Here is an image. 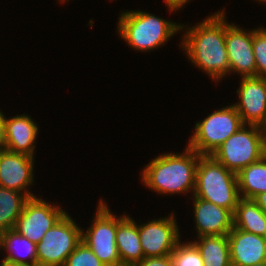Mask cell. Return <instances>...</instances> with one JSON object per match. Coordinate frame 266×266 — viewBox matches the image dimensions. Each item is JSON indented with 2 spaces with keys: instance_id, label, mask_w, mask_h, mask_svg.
<instances>
[{
  "instance_id": "obj_22",
  "label": "cell",
  "mask_w": 266,
  "mask_h": 266,
  "mask_svg": "<svg viewBox=\"0 0 266 266\" xmlns=\"http://www.w3.org/2000/svg\"><path fill=\"white\" fill-rule=\"evenodd\" d=\"M28 199L24 193L0 187V234L15 228Z\"/></svg>"
},
{
  "instance_id": "obj_5",
  "label": "cell",
  "mask_w": 266,
  "mask_h": 266,
  "mask_svg": "<svg viewBox=\"0 0 266 266\" xmlns=\"http://www.w3.org/2000/svg\"><path fill=\"white\" fill-rule=\"evenodd\" d=\"M243 125L225 140L211 155L228 170L238 174L251 163L266 155L263 127Z\"/></svg>"
},
{
  "instance_id": "obj_18",
  "label": "cell",
  "mask_w": 266,
  "mask_h": 266,
  "mask_svg": "<svg viewBox=\"0 0 266 266\" xmlns=\"http://www.w3.org/2000/svg\"><path fill=\"white\" fill-rule=\"evenodd\" d=\"M18 247L22 249L23 253L25 252L23 255L16 254V250H19ZM1 248L9 252L3 259L5 262L19 266H37V245L19 234L15 229L0 234Z\"/></svg>"
},
{
  "instance_id": "obj_1",
  "label": "cell",
  "mask_w": 266,
  "mask_h": 266,
  "mask_svg": "<svg viewBox=\"0 0 266 266\" xmlns=\"http://www.w3.org/2000/svg\"><path fill=\"white\" fill-rule=\"evenodd\" d=\"M225 12L211 14L186 29L181 47L187 58L202 69L215 81L230 74L227 48L225 43Z\"/></svg>"
},
{
  "instance_id": "obj_27",
  "label": "cell",
  "mask_w": 266,
  "mask_h": 266,
  "mask_svg": "<svg viewBox=\"0 0 266 266\" xmlns=\"http://www.w3.org/2000/svg\"><path fill=\"white\" fill-rule=\"evenodd\" d=\"M6 145V130H5V115L0 111V150H5Z\"/></svg>"
},
{
  "instance_id": "obj_8",
  "label": "cell",
  "mask_w": 266,
  "mask_h": 266,
  "mask_svg": "<svg viewBox=\"0 0 266 266\" xmlns=\"http://www.w3.org/2000/svg\"><path fill=\"white\" fill-rule=\"evenodd\" d=\"M117 217L100 200L95 218L86 232H82V241L106 266H121L116 244Z\"/></svg>"
},
{
  "instance_id": "obj_3",
  "label": "cell",
  "mask_w": 266,
  "mask_h": 266,
  "mask_svg": "<svg viewBox=\"0 0 266 266\" xmlns=\"http://www.w3.org/2000/svg\"><path fill=\"white\" fill-rule=\"evenodd\" d=\"M118 33L131 48L138 51H150L165 44L184 25L162 19L143 11L121 13L118 21Z\"/></svg>"
},
{
  "instance_id": "obj_32",
  "label": "cell",
  "mask_w": 266,
  "mask_h": 266,
  "mask_svg": "<svg viewBox=\"0 0 266 266\" xmlns=\"http://www.w3.org/2000/svg\"><path fill=\"white\" fill-rule=\"evenodd\" d=\"M252 266H266V262L258 263V264L252 265Z\"/></svg>"
},
{
  "instance_id": "obj_25",
  "label": "cell",
  "mask_w": 266,
  "mask_h": 266,
  "mask_svg": "<svg viewBox=\"0 0 266 266\" xmlns=\"http://www.w3.org/2000/svg\"><path fill=\"white\" fill-rule=\"evenodd\" d=\"M64 266H106L83 242L68 256Z\"/></svg>"
},
{
  "instance_id": "obj_11",
  "label": "cell",
  "mask_w": 266,
  "mask_h": 266,
  "mask_svg": "<svg viewBox=\"0 0 266 266\" xmlns=\"http://www.w3.org/2000/svg\"><path fill=\"white\" fill-rule=\"evenodd\" d=\"M236 93L239 102L233 105L243 124L263 127L266 123V78L242 77Z\"/></svg>"
},
{
  "instance_id": "obj_4",
  "label": "cell",
  "mask_w": 266,
  "mask_h": 266,
  "mask_svg": "<svg viewBox=\"0 0 266 266\" xmlns=\"http://www.w3.org/2000/svg\"><path fill=\"white\" fill-rule=\"evenodd\" d=\"M193 196L210 201L234 213L241 198L237 174L228 170L212 155H201Z\"/></svg>"
},
{
  "instance_id": "obj_21",
  "label": "cell",
  "mask_w": 266,
  "mask_h": 266,
  "mask_svg": "<svg viewBox=\"0 0 266 266\" xmlns=\"http://www.w3.org/2000/svg\"><path fill=\"white\" fill-rule=\"evenodd\" d=\"M237 178L241 198L254 199L266 192V155L242 169Z\"/></svg>"
},
{
  "instance_id": "obj_31",
  "label": "cell",
  "mask_w": 266,
  "mask_h": 266,
  "mask_svg": "<svg viewBox=\"0 0 266 266\" xmlns=\"http://www.w3.org/2000/svg\"><path fill=\"white\" fill-rule=\"evenodd\" d=\"M263 132H264V136H265V142H266V123L263 126Z\"/></svg>"
},
{
  "instance_id": "obj_13",
  "label": "cell",
  "mask_w": 266,
  "mask_h": 266,
  "mask_svg": "<svg viewBox=\"0 0 266 266\" xmlns=\"http://www.w3.org/2000/svg\"><path fill=\"white\" fill-rule=\"evenodd\" d=\"M33 160L34 157L26 154L0 150V187L35 197L27 188L34 183Z\"/></svg>"
},
{
  "instance_id": "obj_6",
  "label": "cell",
  "mask_w": 266,
  "mask_h": 266,
  "mask_svg": "<svg viewBox=\"0 0 266 266\" xmlns=\"http://www.w3.org/2000/svg\"><path fill=\"white\" fill-rule=\"evenodd\" d=\"M243 125L234 105L217 109L204 120L196 123L195 132L187 146L200 155H211Z\"/></svg>"
},
{
  "instance_id": "obj_10",
  "label": "cell",
  "mask_w": 266,
  "mask_h": 266,
  "mask_svg": "<svg viewBox=\"0 0 266 266\" xmlns=\"http://www.w3.org/2000/svg\"><path fill=\"white\" fill-rule=\"evenodd\" d=\"M144 257L171 255L180 242V235L173 213L166 218L138 225Z\"/></svg>"
},
{
  "instance_id": "obj_20",
  "label": "cell",
  "mask_w": 266,
  "mask_h": 266,
  "mask_svg": "<svg viewBox=\"0 0 266 266\" xmlns=\"http://www.w3.org/2000/svg\"><path fill=\"white\" fill-rule=\"evenodd\" d=\"M192 243L199 251L204 266H232L227 235H205Z\"/></svg>"
},
{
  "instance_id": "obj_17",
  "label": "cell",
  "mask_w": 266,
  "mask_h": 266,
  "mask_svg": "<svg viewBox=\"0 0 266 266\" xmlns=\"http://www.w3.org/2000/svg\"><path fill=\"white\" fill-rule=\"evenodd\" d=\"M116 244L121 266H133L144 258L138 225L127 215L117 217Z\"/></svg>"
},
{
  "instance_id": "obj_19",
  "label": "cell",
  "mask_w": 266,
  "mask_h": 266,
  "mask_svg": "<svg viewBox=\"0 0 266 266\" xmlns=\"http://www.w3.org/2000/svg\"><path fill=\"white\" fill-rule=\"evenodd\" d=\"M233 227L266 237V213L253 199L240 198L233 213Z\"/></svg>"
},
{
  "instance_id": "obj_30",
  "label": "cell",
  "mask_w": 266,
  "mask_h": 266,
  "mask_svg": "<svg viewBox=\"0 0 266 266\" xmlns=\"http://www.w3.org/2000/svg\"><path fill=\"white\" fill-rule=\"evenodd\" d=\"M0 266H19V265H15L9 262H5L4 260L1 262Z\"/></svg>"
},
{
  "instance_id": "obj_15",
  "label": "cell",
  "mask_w": 266,
  "mask_h": 266,
  "mask_svg": "<svg viewBox=\"0 0 266 266\" xmlns=\"http://www.w3.org/2000/svg\"><path fill=\"white\" fill-rule=\"evenodd\" d=\"M193 198L197 236L228 235L233 229V213L210 201Z\"/></svg>"
},
{
  "instance_id": "obj_24",
  "label": "cell",
  "mask_w": 266,
  "mask_h": 266,
  "mask_svg": "<svg viewBox=\"0 0 266 266\" xmlns=\"http://www.w3.org/2000/svg\"><path fill=\"white\" fill-rule=\"evenodd\" d=\"M253 53L256 62V76L266 78V28L253 30Z\"/></svg>"
},
{
  "instance_id": "obj_16",
  "label": "cell",
  "mask_w": 266,
  "mask_h": 266,
  "mask_svg": "<svg viewBox=\"0 0 266 266\" xmlns=\"http://www.w3.org/2000/svg\"><path fill=\"white\" fill-rule=\"evenodd\" d=\"M5 130V150L34 157V143L39 132L38 125L30 116L24 114L10 119L5 117Z\"/></svg>"
},
{
  "instance_id": "obj_29",
  "label": "cell",
  "mask_w": 266,
  "mask_h": 266,
  "mask_svg": "<svg viewBox=\"0 0 266 266\" xmlns=\"http://www.w3.org/2000/svg\"><path fill=\"white\" fill-rule=\"evenodd\" d=\"M253 200L266 213V192L258 194Z\"/></svg>"
},
{
  "instance_id": "obj_12",
  "label": "cell",
  "mask_w": 266,
  "mask_h": 266,
  "mask_svg": "<svg viewBox=\"0 0 266 266\" xmlns=\"http://www.w3.org/2000/svg\"><path fill=\"white\" fill-rule=\"evenodd\" d=\"M225 43L230 73L241 77L256 76V62L253 53V30L246 31L232 23H227Z\"/></svg>"
},
{
  "instance_id": "obj_14",
  "label": "cell",
  "mask_w": 266,
  "mask_h": 266,
  "mask_svg": "<svg viewBox=\"0 0 266 266\" xmlns=\"http://www.w3.org/2000/svg\"><path fill=\"white\" fill-rule=\"evenodd\" d=\"M232 266L266 262V237L233 227L227 235Z\"/></svg>"
},
{
  "instance_id": "obj_28",
  "label": "cell",
  "mask_w": 266,
  "mask_h": 266,
  "mask_svg": "<svg viewBox=\"0 0 266 266\" xmlns=\"http://www.w3.org/2000/svg\"><path fill=\"white\" fill-rule=\"evenodd\" d=\"M168 5L169 10L176 11L179 8H183V6L188 3L190 0H165Z\"/></svg>"
},
{
  "instance_id": "obj_2",
  "label": "cell",
  "mask_w": 266,
  "mask_h": 266,
  "mask_svg": "<svg viewBox=\"0 0 266 266\" xmlns=\"http://www.w3.org/2000/svg\"><path fill=\"white\" fill-rule=\"evenodd\" d=\"M200 156L188 146L182 154H161L146 165L141 180L160 194L194 193Z\"/></svg>"
},
{
  "instance_id": "obj_23",
  "label": "cell",
  "mask_w": 266,
  "mask_h": 266,
  "mask_svg": "<svg viewBox=\"0 0 266 266\" xmlns=\"http://www.w3.org/2000/svg\"><path fill=\"white\" fill-rule=\"evenodd\" d=\"M171 257L173 266H204L203 259L192 241L185 244L179 242Z\"/></svg>"
},
{
  "instance_id": "obj_26",
  "label": "cell",
  "mask_w": 266,
  "mask_h": 266,
  "mask_svg": "<svg viewBox=\"0 0 266 266\" xmlns=\"http://www.w3.org/2000/svg\"><path fill=\"white\" fill-rule=\"evenodd\" d=\"M133 266H173L171 255L159 257H144Z\"/></svg>"
},
{
  "instance_id": "obj_9",
  "label": "cell",
  "mask_w": 266,
  "mask_h": 266,
  "mask_svg": "<svg viewBox=\"0 0 266 266\" xmlns=\"http://www.w3.org/2000/svg\"><path fill=\"white\" fill-rule=\"evenodd\" d=\"M65 214L62 208L35 196L29 198L24 204L14 229L37 245L45 233Z\"/></svg>"
},
{
  "instance_id": "obj_7",
  "label": "cell",
  "mask_w": 266,
  "mask_h": 266,
  "mask_svg": "<svg viewBox=\"0 0 266 266\" xmlns=\"http://www.w3.org/2000/svg\"><path fill=\"white\" fill-rule=\"evenodd\" d=\"M83 231L66 213L37 244V266H64L81 243Z\"/></svg>"
}]
</instances>
